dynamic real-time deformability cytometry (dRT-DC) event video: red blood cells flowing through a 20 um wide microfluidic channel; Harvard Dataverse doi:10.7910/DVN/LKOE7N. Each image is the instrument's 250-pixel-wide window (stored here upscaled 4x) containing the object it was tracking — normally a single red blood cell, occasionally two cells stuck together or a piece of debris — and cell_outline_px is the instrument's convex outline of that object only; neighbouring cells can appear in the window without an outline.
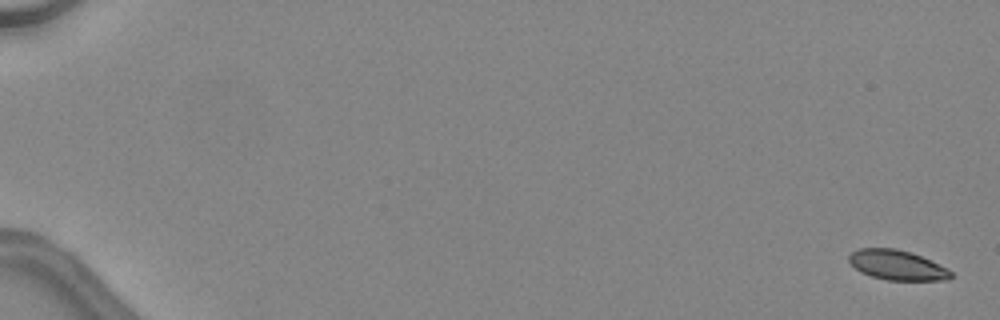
{"species": "common noctule bat (a hibernating species)", "species_latin": "Nyctalus noctula", "temperature_condition": "warm", "stored_images_in_passage": 49, "camera_frame_rate_fps": 3000, "um_per_image_px": 0.085, "animal": {"sex": "female", "body_mass_g": 24.6, "forearm_length_mm": 56.2}, "frame": {"image": 1, "passage_image": 2, "time_ms": 0.333, "image_size_px": [1000, 320], "cell_outline_px": [[952, 276], [948, 280], [888, 280], [872, 276], [860, 272], [848, 260], [848, 256], [852, 252], [860, 248], [896, 248], [912, 252], [948, 268], [952, 272]], "centroid_in_image_um": [76.27, 22.52], "position_along_channel_um": 8.7, "area_um2": 17.74}}
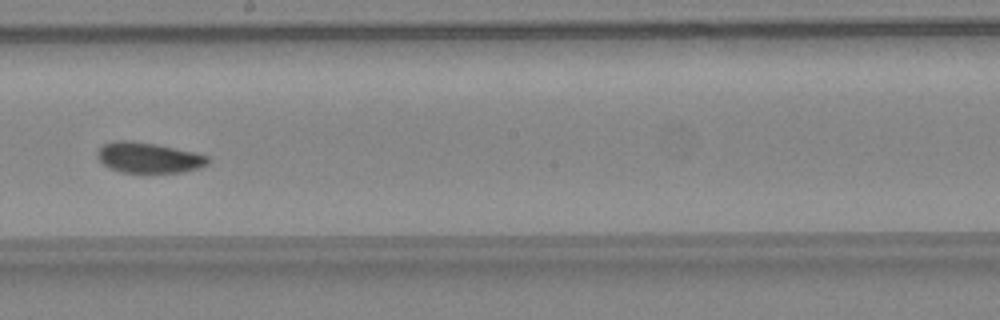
{"frame": {"image": 2, "passage_image": 31, "time_ms": 10.0, "image_size_px": [1000, 320], "cell_outline_px": [[212, 160], [208, 164], [200, 168], [184, 172], [120, 172], [104, 164], [96, 156], [96, 152], [104, 144], [112, 140], [132, 140], [156, 144], [196, 152], [208, 156]], "centroid_in_image_um": [12.67, 13.39], "position_along_channel_um": 235.5, "area_um2": 19.83}}
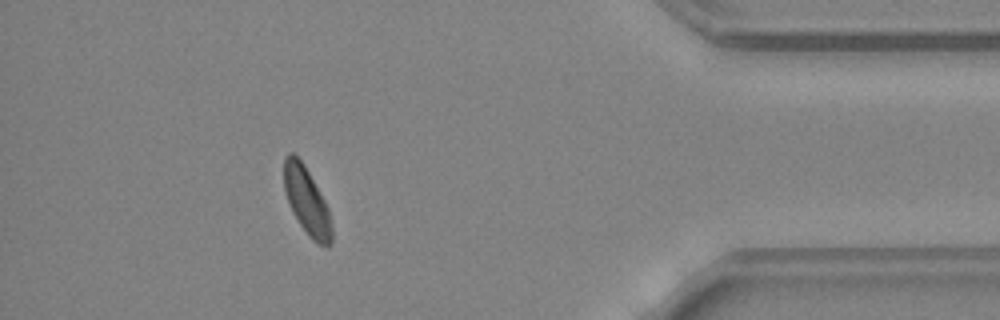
{"frame": {"image": 3, "passage_image": 45, "time_ms": 14.667, "image_size_px": [1000, 320], "cell_outline_px": [[332, 244], [328, 248], [316, 244], [312, 240], [300, 224], [284, 192], [284, 156], [288, 152], [292, 152], [304, 164], [324, 200], [328, 208], [332, 228]], "centroid_in_image_um": [26.09, 17.11], "position_along_channel_um": 409.1, "area_um2": 18.55}, "authors_computed_cell_mechanics": {"area_um2": 19.3052, "velocity_mm_per_s": 4.5176, "shape_relaxation_time_tau1_ms": 3.7956, "shape_relaxation_time_tau2_ms": 3.5308, "deformation_change_tau1": 0.0977, "deformation_change_tau2": 0.0651}}